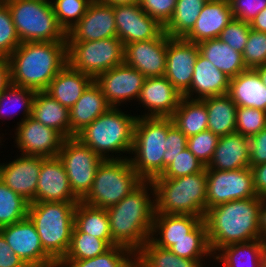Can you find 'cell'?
Masks as SVG:
<instances>
[{"label": "cell", "mask_w": 266, "mask_h": 267, "mask_svg": "<svg viewBox=\"0 0 266 267\" xmlns=\"http://www.w3.org/2000/svg\"><path fill=\"white\" fill-rule=\"evenodd\" d=\"M111 246L103 239L81 232L75 225L69 250L63 260H84L104 254Z\"/></svg>", "instance_id": "cell-39"}, {"label": "cell", "mask_w": 266, "mask_h": 267, "mask_svg": "<svg viewBox=\"0 0 266 267\" xmlns=\"http://www.w3.org/2000/svg\"><path fill=\"white\" fill-rule=\"evenodd\" d=\"M117 37L114 6L92 1L80 21L67 33V41H96Z\"/></svg>", "instance_id": "cell-19"}, {"label": "cell", "mask_w": 266, "mask_h": 267, "mask_svg": "<svg viewBox=\"0 0 266 267\" xmlns=\"http://www.w3.org/2000/svg\"><path fill=\"white\" fill-rule=\"evenodd\" d=\"M202 101L208 112V130L219 137L235 132L237 106L228 94L208 97Z\"/></svg>", "instance_id": "cell-33"}, {"label": "cell", "mask_w": 266, "mask_h": 267, "mask_svg": "<svg viewBox=\"0 0 266 267\" xmlns=\"http://www.w3.org/2000/svg\"><path fill=\"white\" fill-rule=\"evenodd\" d=\"M155 213L199 216L206 213L207 169L178 178H155Z\"/></svg>", "instance_id": "cell-4"}, {"label": "cell", "mask_w": 266, "mask_h": 267, "mask_svg": "<svg viewBox=\"0 0 266 267\" xmlns=\"http://www.w3.org/2000/svg\"><path fill=\"white\" fill-rule=\"evenodd\" d=\"M171 118L187 138L208 129V112L202 100L182 97Z\"/></svg>", "instance_id": "cell-34"}, {"label": "cell", "mask_w": 266, "mask_h": 267, "mask_svg": "<svg viewBox=\"0 0 266 267\" xmlns=\"http://www.w3.org/2000/svg\"><path fill=\"white\" fill-rule=\"evenodd\" d=\"M249 24L251 29L266 33V7Z\"/></svg>", "instance_id": "cell-57"}, {"label": "cell", "mask_w": 266, "mask_h": 267, "mask_svg": "<svg viewBox=\"0 0 266 267\" xmlns=\"http://www.w3.org/2000/svg\"><path fill=\"white\" fill-rule=\"evenodd\" d=\"M232 19L229 0L207 1L194 27L184 39L196 44L204 40L216 39Z\"/></svg>", "instance_id": "cell-23"}, {"label": "cell", "mask_w": 266, "mask_h": 267, "mask_svg": "<svg viewBox=\"0 0 266 267\" xmlns=\"http://www.w3.org/2000/svg\"><path fill=\"white\" fill-rule=\"evenodd\" d=\"M8 59L12 85L45 91L68 64L67 41L22 42Z\"/></svg>", "instance_id": "cell-3"}, {"label": "cell", "mask_w": 266, "mask_h": 267, "mask_svg": "<svg viewBox=\"0 0 266 267\" xmlns=\"http://www.w3.org/2000/svg\"><path fill=\"white\" fill-rule=\"evenodd\" d=\"M262 197L233 200L208 209L204 216L211 252L233 244L262 239Z\"/></svg>", "instance_id": "cell-1"}, {"label": "cell", "mask_w": 266, "mask_h": 267, "mask_svg": "<svg viewBox=\"0 0 266 267\" xmlns=\"http://www.w3.org/2000/svg\"><path fill=\"white\" fill-rule=\"evenodd\" d=\"M250 29V24L248 22L232 19L231 22L223 28L218 38L236 51L242 53L247 43Z\"/></svg>", "instance_id": "cell-49"}, {"label": "cell", "mask_w": 266, "mask_h": 267, "mask_svg": "<svg viewBox=\"0 0 266 267\" xmlns=\"http://www.w3.org/2000/svg\"><path fill=\"white\" fill-rule=\"evenodd\" d=\"M218 140L219 136L207 129L197 135L188 137L187 148L207 167L213 157Z\"/></svg>", "instance_id": "cell-48"}, {"label": "cell", "mask_w": 266, "mask_h": 267, "mask_svg": "<svg viewBox=\"0 0 266 267\" xmlns=\"http://www.w3.org/2000/svg\"><path fill=\"white\" fill-rule=\"evenodd\" d=\"M167 135L168 118L137 117L131 151L134 156L129 160L144 181L162 175Z\"/></svg>", "instance_id": "cell-7"}, {"label": "cell", "mask_w": 266, "mask_h": 267, "mask_svg": "<svg viewBox=\"0 0 266 267\" xmlns=\"http://www.w3.org/2000/svg\"><path fill=\"white\" fill-rule=\"evenodd\" d=\"M218 252L213 258L221 261L223 267H266V242L263 239L233 243Z\"/></svg>", "instance_id": "cell-30"}, {"label": "cell", "mask_w": 266, "mask_h": 267, "mask_svg": "<svg viewBox=\"0 0 266 267\" xmlns=\"http://www.w3.org/2000/svg\"><path fill=\"white\" fill-rule=\"evenodd\" d=\"M233 19L250 23L266 7V0H229Z\"/></svg>", "instance_id": "cell-51"}, {"label": "cell", "mask_w": 266, "mask_h": 267, "mask_svg": "<svg viewBox=\"0 0 266 267\" xmlns=\"http://www.w3.org/2000/svg\"><path fill=\"white\" fill-rule=\"evenodd\" d=\"M15 142L22 155L58 157L64 137L54 129L29 116L17 124Z\"/></svg>", "instance_id": "cell-13"}, {"label": "cell", "mask_w": 266, "mask_h": 267, "mask_svg": "<svg viewBox=\"0 0 266 267\" xmlns=\"http://www.w3.org/2000/svg\"><path fill=\"white\" fill-rule=\"evenodd\" d=\"M253 174V185L257 196L266 195V163L251 167Z\"/></svg>", "instance_id": "cell-55"}, {"label": "cell", "mask_w": 266, "mask_h": 267, "mask_svg": "<svg viewBox=\"0 0 266 267\" xmlns=\"http://www.w3.org/2000/svg\"><path fill=\"white\" fill-rule=\"evenodd\" d=\"M58 158L64 165L72 192L81 201L90 191L104 159L77 137L64 139Z\"/></svg>", "instance_id": "cell-11"}, {"label": "cell", "mask_w": 266, "mask_h": 267, "mask_svg": "<svg viewBox=\"0 0 266 267\" xmlns=\"http://www.w3.org/2000/svg\"><path fill=\"white\" fill-rule=\"evenodd\" d=\"M74 225L81 232L103 239L111 247L116 246L112 241L106 209L89 206L79 201L74 212Z\"/></svg>", "instance_id": "cell-35"}, {"label": "cell", "mask_w": 266, "mask_h": 267, "mask_svg": "<svg viewBox=\"0 0 266 267\" xmlns=\"http://www.w3.org/2000/svg\"><path fill=\"white\" fill-rule=\"evenodd\" d=\"M169 39L163 32L158 38L126 44L124 62L146 78L164 76Z\"/></svg>", "instance_id": "cell-17"}, {"label": "cell", "mask_w": 266, "mask_h": 267, "mask_svg": "<svg viewBox=\"0 0 266 267\" xmlns=\"http://www.w3.org/2000/svg\"><path fill=\"white\" fill-rule=\"evenodd\" d=\"M99 3L106 5L116 6V5H138L141 0H94Z\"/></svg>", "instance_id": "cell-58"}, {"label": "cell", "mask_w": 266, "mask_h": 267, "mask_svg": "<svg viewBox=\"0 0 266 267\" xmlns=\"http://www.w3.org/2000/svg\"><path fill=\"white\" fill-rule=\"evenodd\" d=\"M35 94V90H32L30 88L18 87L10 84L0 94V119H4V117L6 119V114L10 113V108L16 106V104L20 106V109L22 108L24 110L23 114L25 115L24 118L21 119V122L27 119L29 116L32 115V103ZM7 116L10 117L9 115Z\"/></svg>", "instance_id": "cell-42"}, {"label": "cell", "mask_w": 266, "mask_h": 267, "mask_svg": "<svg viewBox=\"0 0 266 267\" xmlns=\"http://www.w3.org/2000/svg\"><path fill=\"white\" fill-rule=\"evenodd\" d=\"M201 261L179 257L150 239L136 253V267H203Z\"/></svg>", "instance_id": "cell-36"}, {"label": "cell", "mask_w": 266, "mask_h": 267, "mask_svg": "<svg viewBox=\"0 0 266 267\" xmlns=\"http://www.w3.org/2000/svg\"><path fill=\"white\" fill-rule=\"evenodd\" d=\"M202 221L199 216L155 213L150 240L160 248L169 249L176 241L191 239V232Z\"/></svg>", "instance_id": "cell-25"}, {"label": "cell", "mask_w": 266, "mask_h": 267, "mask_svg": "<svg viewBox=\"0 0 266 267\" xmlns=\"http://www.w3.org/2000/svg\"><path fill=\"white\" fill-rule=\"evenodd\" d=\"M199 46L184 38H170L164 76L183 96L191 85L194 65L199 55Z\"/></svg>", "instance_id": "cell-18"}, {"label": "cell", "mask_w": 266, "mask_h": 267, "mask_svg": "<svg viewBox=\"0 0 266 267\" xmlns=\"http://www.w3.org/2000/svg\"><path fill=\"white\" fill-rule=\"evenodd\" d=\"M14 253L28 267H44L54 261L43 249L34 223L29 217L0 228Z\"/></svg>", "instance_id": "cell-16"}, {"label": "cell", "mask_w": 266, "mask_h": 267, "mask_svg": "<svg viewBox=\"0 0 266 267\" xmlns=\"http://www.w3.org/2000/svg\"><path fill=\"white\" fill-rule=\"evenodd\" d=\"M11 84L8 57L0 55V94Z\"/></svg>", "instance_id": "cell-56"}, {"label": "cell", "mask_w": 266, "mask_h": 267, "mask_svg": "<svg viewBox=\"0 0 266 267\" xmlns=\"http://www.w3.org/2000/svg\"><path fill=\"white\" fill-rule=\"evenodd\" d=\"M149 190L155 193L153 183L143 181L119 203L106 209L112 241L131 249L135 254L150 239L152 233L155 200L150 199Z\"/></svg>", "instance_id": "cell-2"}, {"label": "cell", "mask_w": 266, "mask_h": 267, "mask_svg": "<svg viewBox=\"0 0 266 267\" xmlns=\"http://www.w3.org/2000/svg\"><path fill=\"white\" fill-rule=\"evenodd\" d=\"M125 46L118 37L96 41H67L68 64L95 79L124 62Z\"/></svg>", "instance_id": "cell-10"}, {"label": "cell", "mask_w": 266, "mask_h": 267, "mask_svg": "<svg viewBox=\"0 0 266 267\" xmlns=\"http://www.w3.org/2000/svg\"><path fill=\"white\" fill-rule=\"evenodd\" d=\"M206 211L233 200L257 197L251 167L235 170L207 169Z\"/></svg>", "instance_id": "cell-12"}, {"label": "cell", "mask_w": 266, "mask_h": 267, "mask_svg": "<svg viewBox=\"0 0 266 267\" xmlns=\"http://www.w3.org/2000/svg\"><path fill=\"white\" fill-rule=\"evenodd\" d=\"M72 192L62 161L58 157L43 158L33 202H79Z\"/></svg>", "instance_id": "cell-20"}, {"label": "cell", "mask_w": 266, "mask_h": 267, "mask_svg": "<svg viewBox=\"0 0 266 267\" xmlns=\"http://www.w3.org/2000/svg\"><path fill=\"white\" fill-rule=\"evenodd\" d=\"M93 80L90 75L67 64L49 83L45 92L70 110Z\"/></svg>", "instance_id": "cell-29"}, {"label": "cell", "mask_w": 266, "mask_h": 267, "mask_svg": "<svg viewBox=\"0 0 266 267\" xmlns=\"http://www.w3.org/2000/svg\"><path fill=\"white\" fill-rule=\"evenodd\" d=\"M250 167L266 163V128L249 138Z\"/></svg>", "instance_id": "cell-53"}, {"label": "cell", "mask_w": 266, "mask_h": 267, "mask_svg": "<svg viewBox=\"0 0 266 267\" xmlns=\"http://www.w3.org/2000/svg\"><path fill=\"white\" fill-rule=\"evenodd\" d=\"M146 77L125 62L98 75L94 81L99 85L111 107L122 102L138 99Z\"/></svg>", "instance_id": "cell-14"}, {"label": "cell", "mask_w": 266, "mask_h": 267, "mask_svg": "<svg viewBox=\"0 0 266 267\" xmlns=\"http://www.w3.org/2000/svg\"><path fill=\"white\" fill-rule=\"evenodd\" d=\"M20 44L11 12L7 4L0 0V55L9 57Z\"/></svg>", "instance_id": "cell-46"}, {"label": "cell", "mask_w": 266, "mask_h": 267, "mask_svg": "<svg viewBox=\"0 0 266 267\" xmlns=\"http://www.w3.org/2000/svg\"><path fill=\"white\" fill-rule=\"evenodd\" d=\"M110 108L111 106L108 104L101 88L93 80L69 110V138L75 137L86 126L90 125L100 115L106 113Z\"/></svg>", "instance_id": "cell-26"}, {"label": "cell", "mask_w": 266, "mask_h": 267, "mask_svg": "<svg viewBox=\"0 0 266 267\" xmlns=\"http://www.w3.org/2000/svg\"><path fill=\"white\" fill-rule=\"evenodd\" d=\"M177 0H141L140 6L150 17L165 26L173 15Z\"/></svg>", "instance_id": "cell-50"}, {"label": "cell", "mask_w": 266, "mask_h": 267, "mask_svg": "<svg viewBox=\"0 0 266 267\" xmlns=\"http://www.w3.org/2000/svg\"><path fill=\"white\" fill-rule=\"evenodd\" d=\"M266 128V111L237 107L235 132L250 138Z\"/></svg>", "instance_id": "cell-45"}, {"label": "cell", "mask_w": 266, "mask_h": 267, "mask_svg": "<svg viewBox=\"0 0 266 267\" xmlns=\"http://www.w3.org/2000/svg\"><path fill=\"white\" fill-rule=\"evenodd\" d=\"M93 0H54L51 1L54 14L60 27L67 34L84 16Z\"/></svg>", "instance_id": "cell-43"}, {"label": "cell", "mask_w": 266, "mask_h": 267, "mask_svg": "<svg viewBox=\"0 0 266 267\" xmlns=\"http://www.w3.org/2000/svg\"><path fill=\"white\" fill-rule=\"evenodd\" d=\"M0 267H28L25 262L17 256L0 232Z\"/></svg>", "instance_id": "cell-54"}, {"label": "cell", "mask_w": 266, "mask_h": 267, "mask_svg": "<svg viewBox=\"0 0 266 267\" xmlns=\"http://www.w3.org/2000/svg\"><path fill=\"white\" fill-rule=\"evenodd\" d=\"M182 97L165 76L146 78L137 100L150 112L141 117L171 118Z\"/></svg>", "instance_id": "cell-22"}, {"label": "cell", "mask_w": 266, "mask_h": 267, "mask_svg": "<svg viewBox=\"0 0 266 267\" xmlns=\"http://www.w3.org/2000/svg\"><path fill=\"white\" fill-rule=\"evenodd\" d=\"M44 267H70V266L64 263L62 260H57L47 263Z\"/></svg>", "instance_id": "cell-61"}, {"label": "cell", "mask_w": 266, "mask_h": 267, "mask_svg": "<svg viewBox=\"0 0 266 267\" xmlns=\"http://www.w3.org/2000/svg\"><path fill=\"white\" fill-rule=\"evenodd\" d=\"M229 84L230 78L199 53L194 65L190 89L183 97L203 100L208 97L225 95L228 94ZM194 93L196 96L193 98Z\"/></svg>", "instance_id": "cell-24"}, {"label": "cell", "mask_w": 266, "mask_h": 267, "mask_svg": "<svg viewBox=\"0 0 266 267\" xmlns=\"http://www.w3.org/2000/svg\"><path fill=\"white\" fill-rule=\"evenodd\" d=\"M205 166L188 148L175 156H167V167L161 176L156 178H178L201 172Z\"/></svg>", "instance_id": "cell-44"}, {"label": "cell", "mask_w": 266, "mask_h": 267, "mask_svg": "<svg viewBox=\"0 0 266 267\" xmlns=\"http://www.w3.org/2000/svg\"><path fill=\"white\" fill-rule=\"evenodd\" d=\"M169 250L179 257L201 260L204 256L213 258L208 237L207 227L203 220L192 232L191 239H181L176 241ZM212 255V256H211Z\"/></svg>", "instance_id": "cell-40"}, {"label": "cell", "mask_w": 266, "mask_h": 267, "mask_svg": "<svg viewBox=\"0 0 266 267\" xmlns=\"http://www.w3.org/2000/svg\"><path fill=\"white\" fill-rule=\"evenodd\" d=\"M255 70L258 72L263 84L266 86V64L256 67Z\"/></svg>", "instance_id": "cell-60"}, {"label": "cell", "mask_w": 266, "mask_h": 267, "mask_svg": "<svg viewBox=\"0 0 266 267\" xmlns=\"http://www.w3.org/2000/svg\"><path fill=\"white\" fill-rule=\"evenodd\" d=\"M242 56L247 69L266 64V33L250 29Z\"/></svg>", "instance_id": "cell-47"}, {"label": "cell", "mask_w": 266, "mask_h": 267, "mask_svg": "<svg viewBox=\"0 0 266 267\" xmlns=\"http://www.w3.org/2000/svg\"><path fill=\"white\" fill-rule=\"evenodd\" d=\"M207 0H177L172 17L164 26L170 38H184L194 27Z\"/></svg>", "instance_id": "cell-37"}, {"label": "cell", "mask_w": 266, "mask_h": 267, "mask_svg": "<svg viewBox=\"0 0 266 267\" xmlns=\"http://www.w3.org/2000/svg\"><path fill=\"white\" fill-rule=\"evenodd\" d=\"M249 138L231 133L220 136L213 157L206 169L235 170L249 168Z\"/></svg>", "instance_id": "cell-27"}, {"label": "cell", "mask_w": 266, "mask_h": 267, "mask_svg": "<svg viewBox=\"0 0 266 267\" xmlns=\"http://www.w3.org/2000/svg\"><path fill=\"white\" fill-rule=\"evenodd\" d=\"M144 180L132 168L129 158L107 159L99 165L84 204L107 209L119 203Z\"/></svg>", "instance_id": "cell-8"}, {"label": "cell", "mask_w": 266, "mask_h": 267, "mask_svg": "<svg viewBox=\"0 0 266 267\" xmlns=\"http://www.w3.org/2000/svg\"><path fill=\"white\" fill-rule=\"evenodd\" d=\"M228 95L237 107L266 111V86L255 69H247L230 78Z\"/></svg>", "instance_id": "cell-28"}, {"label": "cell", "mask_w": 266, "mask_h": 267, "mask_svg": "<svg viewBox=\"0 0 266 267\" xmlns=\"http://www.w3.org/2000/svg\"><path fill=\"white\" fill-rule=\"evenodd\" d=\"M29 204L0 179V228L28 217Z\"/></svg>", "instance_id": "cell-41"}, {"label": "cell", "mask_w": 266, "mask_h": 267, "mask_svg": "<svg viewBox=\"0 0 266 267\" xmlns=\"http://www.w3.org/2000/svg\"><path fill=\"white\" fill-rule=\"evenodd\" d=\"M114 16L117 37L124 46L133 42L158 38L164 32L162 26L138 5H116Z\"/></svg>", "instance_id": "cell-15"}, {"label": "cell", "mask_w": 266, "mask_h": 267, "mask_svg": "<svg viewBox=\"0 0 266 267\" xmlns=\"http://www.w3.org/2000/svg\"><path fill=\"white\" fill-rule=\"evenodd\" d=\"M262 239L266 242V195L262 197V215H261Z\"/></svg>", "instance_id": "cell-59"}, {"label": "cell", "mask_w": 266, "mask_h": 267, "mask_svg": "<svg viewBox=\"0 0 266 267\" xmlns=\"http://www.w3.org/2000/svg\"><path fill=\"white\" fill-rule=\"evenodd\" d=\"M78 202H33L28 217L34 223L44 251L54 260L67 254L74 228Z\"/></svg>", "instance_id": "cell-5"}, {"label": "cell", "mask_w": 266, "mask_h": 267, "mask_svg": "<svg viewBox=\"0 0 266 267\" xmlns=\"http://www.w3.org/2000/svg\"><path fill=\"white\" fill-rule=\"evenodd\" d=\"M10 12L22 42L67 41L49 0H2Z\"/></svg>", "instance_id": "cell-9"}, {"label": "cell", "mask_w": 266, "mask_h": 267, "mask_svg": "<svg viewBox=\"0 0 266 267\" xmlns=\"http://www.w3.org/2000/svg\"><path fill=\"white\" fill-rule=\"evenodd\" d=\"M188 138L174 125L172 118H168V135L166 151L163 157V172L167 167V156H175L187 148Z\"/></svg>", "instance_id": "cell-52"}, {"label": "cell", "mask_w": 266, "mask_h": 267, "mask_svg": "<svg viewBox=\"0 0 266 267\" xmlns=\"http://www.w3.org/2000/svg\"><path fill=\"white\" fill-rule=\"evenodd\" d=\"M200 54L229 78L236 77L247 70L242 53L222 42L219 38L198 43Z\"/></svg>", "instance_id": "cell-32"}, {"label": "cell", "mask_w": 266, "mask_h": 267, "mask_svg": "<svg viewBox=\"0 0 266 267\" xmlns=\"http://www.w3.org/2000/svg\"><path fill=\"white\" fill-rule=\"evenodd\" d=\"M138 116L125 114L119 108L111 107L106 113L96 118L75 137L89 146L104 160L124 159L109 156V152H131L134 128ZM108 153V154H107Z\"/></svg>", "instance_id": "cell-6"}, {"label": "cell", "mask_w": 266, "mask_h": 267, "mask_svg": "<svg viewBox=\"0 0 266 267\" xmlns=\"http://www.w3.org/2000/svg\"><path fill=\"white\" fill-rule=\"evenodd\" d=\"M69 109L61 105L45 91H37L32 103V117L41 124L69 138Z\"/></svg>", "instance_id": "cell-31"}, {"label": "cell", "mask_w": 266, "mask_h": 267, "mask_svg": "<svg viewBox=\"0 0 266 267\" xmlns=\"http://www.w3.org/2000/svg\"><path fill=\"white\" fill-rule=\"evenodd\" d=\"M43 158L21 154V157L11 163L0 164L1 181L29 203H33Z\"/></svg>", "instance_id": "cell-21"}, {"label": "cell", "mask_w": 266, "mask_h": 267, "mask_svg": "<svg viewBox=\"0 0 266 267\" xmlns=\"http://www.w3.org/2000/svg\"><path fill=\"white\" fill-rule=\"evenodd\" d=\"M62 261L70 267H136V254L129 248L116 245L94 258Z\"/></svg>", "instance_id": "cell-38"}]
</instances>
